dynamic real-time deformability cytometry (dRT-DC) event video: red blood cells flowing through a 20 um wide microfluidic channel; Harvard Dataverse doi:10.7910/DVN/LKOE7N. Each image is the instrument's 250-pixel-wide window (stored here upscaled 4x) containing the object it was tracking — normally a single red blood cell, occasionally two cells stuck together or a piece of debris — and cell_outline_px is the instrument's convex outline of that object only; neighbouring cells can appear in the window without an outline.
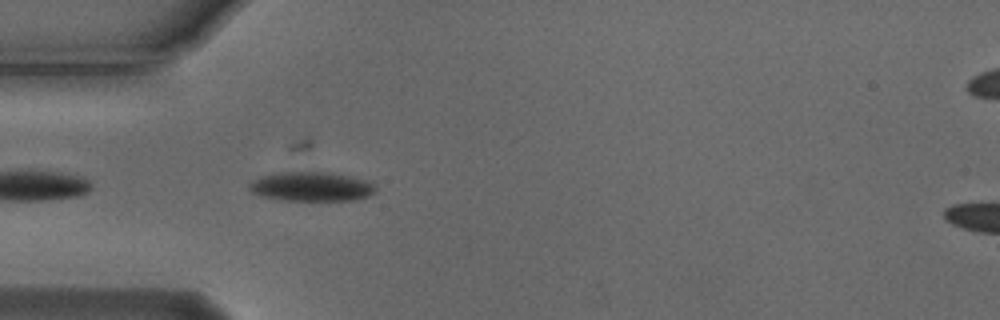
{"species": "Egyptian fruit bat (a non-hibernating species)", "species_latin": "Rousettus aegyptiacus", "temperature_condition": "cold", "stored_images_in_passage": 42, "camera_frame_rate_fps": 3000, "um_per_image_px": 0.085, "animal": {"sex": "male"}, "frame": {"image": 1, "passage_image": 3, "time_ms": 0.667, "image_size_px": [1000, 320], "cell_outline_px": [[376, 192], [368, 196], [356, 200], [280, 200], [260, 196], [252, 192], [248, 188], [248, 184], [252, 180], [260, 176], [276, 172], [332, 172], [352, 176], [368, 180], [376, 184]], "centroid_in_image_um": [26.48, 15.85], "position_along_channel_um": 58.5, "area_um2": 22.02}}
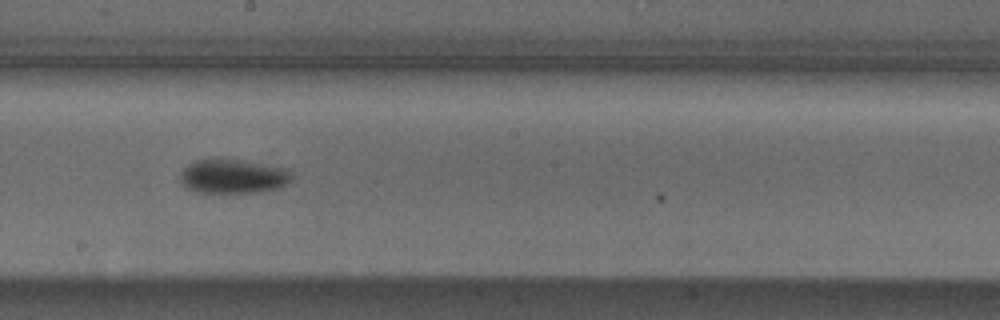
{"frame": {"image": 2, "passage_image": 17, "time_ms": 5.333, "image_size_px": [1000, 320], "cell_outline_px": [[292, 180], [280, 188], [260, 192], [196, 192], [180, 184], [180, 172], [188, 164], [196, 160], [216, 156], [220, 156], [284, 168], [292, 172]], "centroid_in_image_um": [19.77, 14.96], "position_along_channel_um": 228.4, "area_um2": 22.77}}
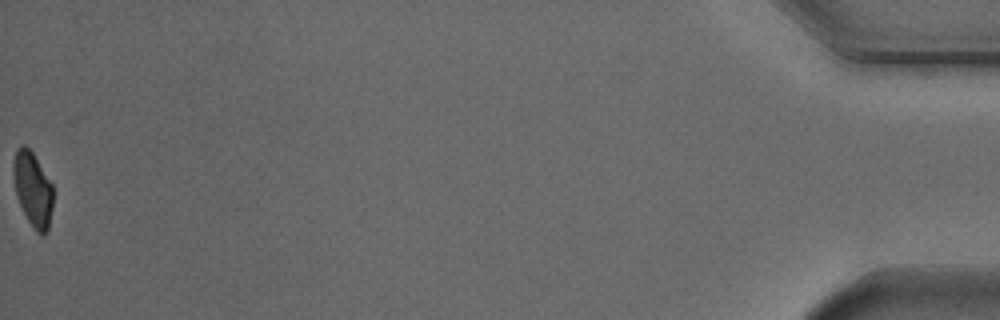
{"frame": {"image": 3, "passage_image": 42, "time_ms": 13.667, "image_size_px": [1000, 320], "cell_outline_px": [[52, 208], [48, 232], [44, 236], [40, 236], [32, 228], [16, 196], [12, 164], [16, 148], [20, 144], [24, 144], [32, 152], [52, 184]], "centroid_in_image_um": [2.78, 16.11], "position_along_channel_um": 432.4, "area_um2": 17.34}, "authors_computed_cell_mechanics": {"area_um2": 21.097, "velocity_mm_per_s": 3.7229, "shape_relaxation_time_tau1_ms": 2.9862, "shape_relaxation_time_tau2_ms": null, "deformation_change_tau1": 0.1086, "deformation_change_tau2": null}}